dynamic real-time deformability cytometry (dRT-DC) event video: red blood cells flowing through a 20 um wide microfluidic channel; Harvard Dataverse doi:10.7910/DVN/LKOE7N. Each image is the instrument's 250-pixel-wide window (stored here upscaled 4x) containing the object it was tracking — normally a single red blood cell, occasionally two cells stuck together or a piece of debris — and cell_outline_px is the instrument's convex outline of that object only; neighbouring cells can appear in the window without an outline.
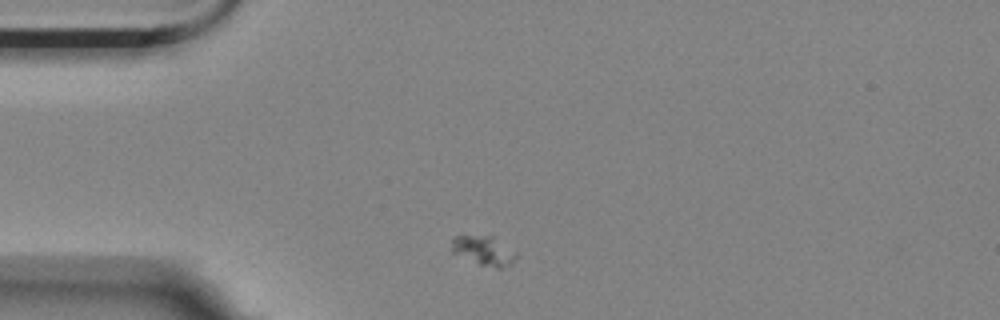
{"species": "Egyptian fruit bat (a non-hibernating species)", "species_latin": "Rousettus aegyptiacus", "temperature_condition": "room temperature", "stored_images_in_passage": 2, "camera_frame_rate_fps": 3000, "um_per_image_px": 0.085, "animal": {"sex": "female"}, "frame": {"image": 1, "passage_image": 1, "time_ms": 0.0, "image_size_px": [1000, 320], "cell_outline_px": [[516, 260], [512, 264], [500, 268], [496, 268], [480, 264], [452, 252], [452, 240], [456, 236], [492, 236], [516, 252]], "centroid_in_image_um": [41.15, 21.31], "position_along_channel_um": 43.9, "area_um2": 10.75}}